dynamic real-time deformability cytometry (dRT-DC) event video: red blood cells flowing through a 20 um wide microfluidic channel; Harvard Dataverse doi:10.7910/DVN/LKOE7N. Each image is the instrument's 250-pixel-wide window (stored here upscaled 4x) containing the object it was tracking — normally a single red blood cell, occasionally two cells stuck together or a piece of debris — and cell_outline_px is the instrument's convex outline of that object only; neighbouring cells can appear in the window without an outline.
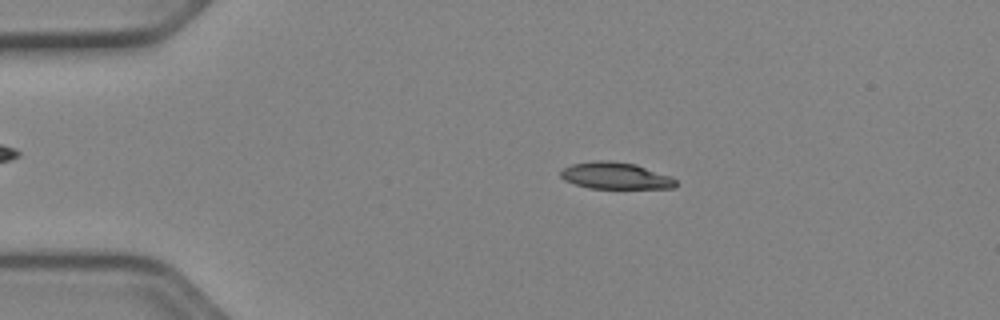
{"species": "Egyptian fruit bat (a non-hibernating species)", "species_latin": "Rousettus aegyptiacus", "temperature_condition": "cold", "stored_images_in_passage": 51, "camera_frame_rate_fps": 3000, "um_per_image_px": 0.085, "animal": {"sex": "female"}, "frame": {"image": 1, "passage_image": 10, "time_ms": 3.0, "image_size_px": [1000, 320], "cell_outline_px": [[676, 188], [588, 188], [564, 180], [560, 176], [560, 172], [564, 168], [572, 164], [596, 160], [608, 160], [636, 164], [668, 176], [676, 180]], "centroid_in_image_um": [52.29, 14.93], "position_along_channel_um": 32.7, "area_um2": 17.74}}
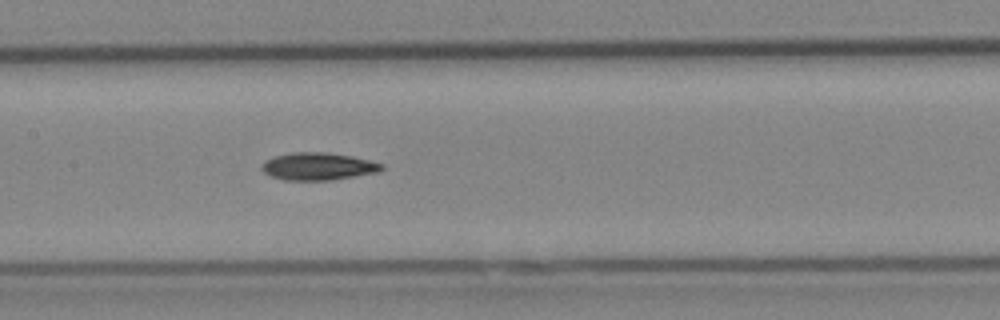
{"frame": {"image": 2, "passage_image": 25, "time_ms": 8.0, "image_size_px": [1000, 320], "cell_outline_px": [[384, 168], [380, 172], [332, 180], [284, 180], [272, 176], [264, 172], [260, 168], [264, 160], [276, 156], [292, 152], [324, 152], [352, 156], [384, 164]], "centroid_in_image_um": [27.05, 14.14], "position_along_channel_um": 180.3, "area_um2": 19.25}}
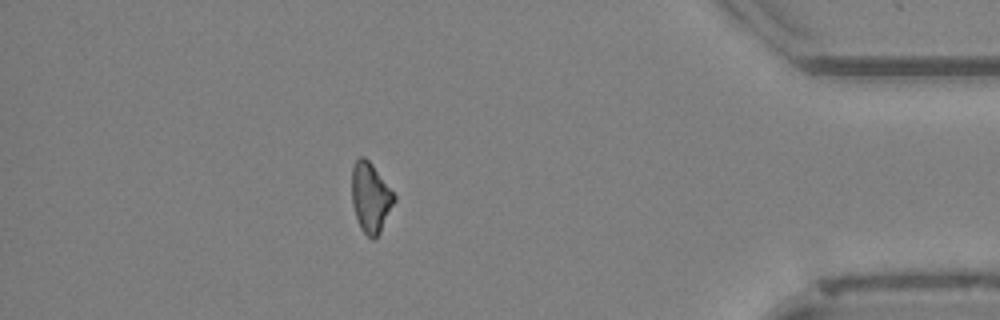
{"frame": {"image": 3, "passage_image": 45, "time_ms": 14.667, "image_size_px": [1000, 320], "cell_outline_px": [[396, 200], [380, 232], [372, 240], [360, 228], [352, 204], [352, 168], [356, 160], [360, 156], [364, 156], [372, 164], [396, 196]], "centroid_in_image_um": [31.49, 16.78], "position_along_channel_um": 403.7, "area_um2": 17.11}, "authors_computed_cell_mechanics": {"area_um2": 18.1492, "velocity_mm_per_s": 3.9568, "shape_relaxation_time_tau1_ms": 6.2831, "shape_relaxation_time_tau2_ms": null, "deformation_change_tau1": 0.1452, "deformation_change_tau2": null}}